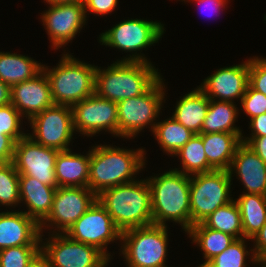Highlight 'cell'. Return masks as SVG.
<instances>
[{
	"label": "cell",
	"mask_w": 266,
	"mask_h": 267,
	"mask_svg": "<svg viewBox=\"0 0 266 267\" xmlns=\"http://www.w3.org/2000/svg\"><path fill=\"white\" fill-rule=\"evenodd\" d=\"M144 157L143 148L131 150L106 144L92 146L88 188L98 195L109 187L135 181V175L145 166Z\"/></svg>",
	"instance_id": "obj_1"
},
{
	"label": "cell",
	"mask_w": 266,
	"mask_h": 267,
	"mask_svg": "<svg viewBox=\"0 0 266 267\" xmlns=\"http://www.w3.org/2000/svg\"><path fill=\"white\" fill-rule=\"evenodd\" d=\"M97 200L121 231L153 224L151 191L147 179L109 187Z\"/></svg>",
	"instance_id": "obj_2"
},
{
	"label": "cell",
	"mask_w": 266,
	"mask_h": 267,
	"mask_svg": "<svg viewBox=\"0 0 266 267\" xmlns=\"http://www.w3.org/2000/svg\"><path fill=\"white\" fill-rule=\"evenodd\" d=\"M154 225L167 226L174 221L187 232L191 228L190 175L171 169L160 176L147 178Z\"/></svg>",
	"instance_id": "obj_3"
},
{
	"label": "cell",
	"mask_w": 266,
	"mask_h": 267,
	"mask_svg": "<svg viewBox=\"0 0 266 267\" xmlns=\"http://www.w3.org/2000/svg\"><path fill=\"white\" fill-rule=\"evenodd\" d=\"M152 63L122 61L96 68L95 93L116 103L145 93L160 77Z\"/></svg>",
	"instance_id": "obj_4"
},
{
	"label": "cell",
	"mask_w": 266,
	"mask_h": 267,
	"mask_svg": "<svg viewBox=\"0 0 266 267\" xmlns=\"http://www.w3.org/2000/svg\"><path fill=\"white\" fill-rule=\"evenodd\" d=\"M61 58L57 66L51 69L43 65L42 70L50 82L53 102L72 106L95 93L97 66L81 62L67 52Z\"/></svg>",
	"instance_id": "obj_5"
},
{
	"label": "cell",
	"mask_w": 266,
	"mask_h": 267,
	"mask_svg": "<svg viewBox=\"0 0 266 267\" xmlns=\"http://www.w3.org/2000/svg\"><path fill=\"white\" fill-rule=\"evenodd\" d=\"M167 228L152 224L121 232V254L124 255L127 266L165 267L168 253Z\"/></svg>",
	"instance_id": "obj_6"
},
{
	"label": "cell",
	"mask_w": 266,
	"mask_h": 267,
	"mask_svg": "<svg viewBox=\"0 0 266 267\" xmlns=\"http://www.w3.org/2000/svg\"><path fill=\"white\" fill-rule=\"evenodd\" d=\"M165 85L162 76L142 95L124 99L117 103L118 137L134 138L144 127L151 126L153 132L165 102ZM148 125V126H147Z\"/></svg>",
	"instance_id": "obj_7"
},
{
	"label": "cell",
	"mask_w": 266,
	"mask_h": 267,
	"mask_svg": "<svg viewBox=\"0 0 266 267\" xmlns=\"http://www.w3.org/2000/svg\"><path fill=\"white\" fill-rule=\"evenodd\" d=\"M161 22L144 19H128L119 22L98 38L101 45L114 47L125 52H132V56L121 58L122 61L151 63L141 51L157 43L164 33ZM141 50V51H140ZM140 51V54H137ZM135 52V53H133Z\"/></svg>",
	"instance_id": "obj_8"
},
{
	"label": "cell",
	"mask_w": 266,
	"mask_h": 267,
	"mask_svg": "<svg viewBox=\"0 0 266 267\" xmlns=\"http://www.w3.org/2000/svg\"><path fill=\"white\" fill-rule=\"evenodd\" d=\"M232 177L227 170H214L190 176L191 227L202 222L217 208L233 201Z\"/></svg>",
	"instance_id": "obj_9"
},
{
	"label": "cell",
	"mask_w": 266,
	"mask_h": 267,
	"mask_svg": "<svg viewBox=\"0 0 266 267\" xmlns=\"http://www.w3.org/2000/svg\"><path fill=\"white\" fill-rule=\"evenodd\" d=\"M29 123L33 133L27 135L36 143L58 151L70 150L75 132L71 106L54 104L33 116Z\"/></svg>",
	"instance_id": "obj_10"
},
{
	"label": "cell",
	"mask_w": 266,
	"mask_h": 267,
	"mask_svg": "<svg viewBox=\"0 0 266 267\" xmlns=\"http://www.w3.org/2000/svg\"><path fill=\"white\" fill-rule=\"evenodd\" d=\"M96 200L97 195L88 187H58L51 211L40 223L41 234L43 235V229L53 226L52 229H55L52 233L65 234Z\"/></svg>",
	"instance_id": "obj_11"
},
{
	"label": "cell",
	"mask_w": 266,
	"mask_h": 267,
	"mask_svg": "<svg viewBox=\"0 0 266 267\" xmlns=\"http://www.w3.org/2000/svg\"><path fill=\"white\" fill-rule=\"evenodd\" d=\"M65 234L76 242L96 247L109 260H111V255L106 250L108 244L115 240L121 241V231L98 200L78 218Z\"/></svg>",
	"instance_id": "obj_12"
},
{
	"label": "cell",
	"mask_w": 266,
	"mask_h": 267,
	"mask_svg": "<svg viewBox=\"0 0 266 267\" xmlns=\"http://www.w3.org/2000/svg\"><path fill=\"white\" fill-rule=\"evenodd\" d=\"M41 234V250L52 267H106L110 260L96 247L76 242L66 234L52 233L44 242Z\"/></svg>",
	"instance_id": "obj_13"
},
{
	"label": "cell",
	"mask_w": 266,
	"mask_h": 267,
	"mask_svg": "<svg viewBox=\"0 0 266 267\" xmlns=\"http://www.w3.org/2000/svg\"><path fill=\"white\" fill-rule=\"evenodd\" d=\"M74 129L82 135L92 137L100 131L118 136L117 103L96 93L71 106Z\"/></svg>",
	"instance_id": "obj_14"
},
{
	"label": "cell",
	"mask_w": 266,
	"mask_h": 267,
	"mask_svg": "<svg viewBox=\"0 0 266 267\" xmlns=\"http://www.w3.org/2000/svg\"><path fill=\"white\" fill-rule=\"evenodd\" d=\"M58 152L36 143L26 135L15 143L13 164L19 175L34 177L39 182L57 189L54 169Z\"/></svg>",
	"instance_id": "obj_15"
},
{
	"label": "cell",
	"mask_w": 266,
	"mask_h": 267,
	"mask_svg": "<svg viewBox=\"0 0 266 267\" xmlns=\"http://www.w3.org/2000/svg\"><path fill=\"white\" fill-rule=\"evenodd\" d=\"M48 10L41 13V20L52 43L58 49L73 40L86 24L83 1L49 4Z\"/></svg>",
	"instance_id": "obj_16"
},
{
	"label": "cell",
	"mask_w": 266,
	"mask_h": 267,
	"mask_svg": "<svg viewBox=\"0 0 266 267\" xmlns=\"http://www.w3.org/2000/svg\"><path fill=\"white\" fill-rule=\"evenodd\" d=\"M249 82V59L241 64L223 67L208 76L198 87L212 100L233 102L245 94ZM234 98V99H233Z\"/></svg>",
	"instance_id": "obj_17"
},
{
	"label": "cell",
	"mask_w": 266,
	"mask_h": 267,
	"mask_svg": "<svg viewBox=\"0 0 266 267\" xmlns=\"http://www.w3.org/2000/svg\"><path fill=\"white\" fill-rule=\"evenodd\" d=\"M11 104L28 121L55 103L52 99L50 82L42 70L34 78L11 87Z\"/></svg>",
	"instance_id": "obj_18"
},
{
	"label": "cell",
	"mask_w": 266,
	"mask_h": 267,
	"mask_svg": "<svg viewBox=\"0 0 266 267\" xmlns=\"http://www.w3.org/2000/svg\"><path fill=\"white\" fill-rule=\"evenodd\" d=\"M40 224L25 212H0V250L23 245H41Z\"/></svg>",
	"instance_id": "obj_19"
},
{
	"label": "cell",
	"mask_w": 266,
	"mask_h": 267,
	"mask_svg": "<svg viewBox=\"0 0 266 267\" xmlns=\"http://www.w3.org/2000/svg\"><path fill=\"white\" fill-rule=\"evenodd\" d=\"M228 171L230 176L236 173L244 185L243 193L266 196V163L245 143L237 147Z\"/></svg>",
	"instance_id": "obj_20"
},
{
	"label": "cell",
	"mask_w": 266,
	"mask_h": 267,
	"mask_svg": "<svg viewBox=\"0 0 266 267\" xmlns=\"http://www.w3.org/2000/svg\"><path fill=\"white\" fill-rule=\"evenodd\" d=\"M20 203H24L29 217L39 224L51 211L56 188L39 182L36 178L19 175Z\"/></svg>",
	"instance_id": "obj_21"
},
{
	"label": "cell",
	"mask_w": 266,
	"mask_h": 267,
	"mask_svg": "<svg viewBox=\"0 0 266 267\" xmlns=\"http://www.w3.org/2000/svg\"><path fill=\"white\" fill-rule=\"evenodd\" d=\"M54 170L58 187H88L90 150L87 155L59 151Z\"/></svg>",
	"instance_id": "obj_22"
},
{
	"label": "cell",
	"mask_w": 266,
	"mask_h": 267,
	"mask_svg": "<svg viewBox=\"0 0 266 267\" xmlns=\"http://www.w3.org/2000/svg\"><path fill=\"white\" fill-rule=\"evenodd\" d=\"M208 164L214 170H229L242 139L234 133L201 134Z\"/></svg>",
	"instance_id": "obj_23"
},
{
	"label": "cell",
	"mask_w": 266,
	"mask_h": 267,
	"mask_svg": "<svg viewBox=\"0 0 266 267\" xmlns=\"http://www.w3.org/2000/svg\"><path fill=\"white\" fill-rule=\"evenodd\" d=\"M176 104L172 117L194 134H200L210 99L197 87L180 97Z\"/></svg>",
	"instance_id": "obj_24"
},
{
	"label": "cell",
	"mask_w": 266,
	"mask_h": 267,
	"mask_svg": "<svg viewBox=\"0 0 266 267\" xmlns=\"http://www.w3.org/2000/svg\"><path fill=\"white\" fill-rule=\"evenodd\" d=\"M42 67L31 57L0 51V80L10 87L34 78Z\"/></svg>",
	"instance_id": "obj_25"
},
{
	"label": "cell",
	"mask_w": 266,
	"mask_h": 267,
	"mask_svg": "<svg viewBox=\"0 0 266 267\" xmlns=\"http://www.w3.org/2000/svg\"><path fill=\"white\" fill-rule=\"evenodd\" d=\"M234 103L210 99L206 117L201 127V134L234 133L242 139L241 129L234 124L239 114L237 105Z\"/></svg>",
	"instance_id": "obj_26"
},
{
	"label": "cell",
	"mask_w": 266,
	"mask_h": 267,
	"mask_svg": "<svg viewBox=\"0 0 266 267\" xmlns=\"http://www.w3.org/2000/svg\"><path fill=\"white\" fill-rule=\"evenodd\" d=\"M235 201L240 209L244 238L251 240L266 223V196L243 193Z\"/></svg>",
	"instance_id": "obj_27"
},
{
	"label": "cell",
	"mask_w": 266,
	"mask_h": 267,
	"mask_svg": "<svg viewBox=\"0 0 266 267\" xmlns=\"http://www.w3.org/2000/svg\"><path fill=\"white\" fill-rule=\"evenodd\" d=\"M186 233L192 238L193 243H196L203 251L205 261L200 266H205L236 240L235 237L227 233L206 227L202 222L194 224Z\"/></svg>",
	"instance_id": "obj_28"
},
{
	"label": "cell",
	"mask_w": 266,
	"mask_h": 267,
	"mask_svg": "<svg viewBox=\"0 0 266 267\" xmlns=\"http://www.w3.org/2000/svg\"><path fill=\"white\" fill-rule=\"evenodd\" d=\"M152 133L163 151L170 156L175 155L195 135L173 117L157 122Z\"/></svg>",
	"instance_id": "obj_29"
},
{
	"label": "cell",
	"mask_w": 266,
	"mask_h": 267,
	"mask_svg": "<svg viewBox=\"0 0 266 267\" xmlns=\"http://www.w3.org/2000/svg\"><path fill=\"white\" fill-rule=\"evenodd\" d=\"M202 223L210 229L227 233L236 239L244 238L240 209L235 200L217 208Z\"/></svg>",
	"instance_id": "obj_30"
},
{
	"label": "cell",
	"mask_w": 266,
	"mask_h": 267,
	"mask_svg": "<svg viewBox=\"0 0 266 267\" xmlns=\"http://www.w3.org/2000/svg\"><path fill=\"white\" fill-rule=\"evenodd\" d=\"M175 156L180 157L182 169L179 172L190 176L198 173H208L214 169L208 164L205 154V148L200 134H195L182 148H180Z\"/></svg>",
	"instance_id": "obj_31"
},
{
	"label": "cell",
	"mask_w": 266,
	"mask_h": 267,
	"mask_svg": "<svg viewBox=\"0 0 266 267\" xmlns=\"http://www.w3.org/2000/svg\"><path fill=\"white\" fill-rule=\"evenodd\" d=\"M247 238L236 239L222 253L212 258L204 267H246V258L251 254L252 263H257V258L252 249L248 251L245 242ZM247 249V250H246Z\"/></svg>",
	"instance_id": "obj_32"
},
{
	"label": "cell",
	"mask_w": 266,
	"mask_h": 267,
	"mask_svg": "<svg viewBox=\"0 0 266 267\" xmlns=\"http://www.w3.org/2000/svg\"><path fill=\"white\" fill-rule=\"evenodd\" d=\"M17 206L20 204L19 173L13 162L0 166V205Z\"/></svg>",
	"instance_id": "obj_33"
},
{
	"label": "cell",
	"mask_w": 266,
	"mask_h": 267,
	"mask_svg": "<svg viewBox=\"0 0 266 267\" xmlns=\"http://www.w3.org/2000/svg\"><path fill=\"white\" fill-rule=\"evenodd\" d=\"M41 245H23L0 250V267H27Z\"/></svg>",
	"instance_id": "obj_34"
},
{
	"label": "cell",
	"mask_w": 266,
	"mask_h": 267,
	"mask_svg": "<svg viewBox=\"0 0 266 267\" xmlns=\"http://www.w3.org/2000/svg\"><path fill=\"white\" fill-rule=\"evenodd\" d=\"M24 118L18 110L10 103L0 106V130L1 134L10 136L15 142L25 137L27 134L21 131V120ZM21 126V127H20Z\"/></svg>",
	"instance_id": "obj_35"
},
{
	"label": "cell",
	"mask_w": 266,
	"mask_h": 267,
	"mask_svg": "<svg viewBox=\"0 0 266 267\" xmlns=\"http://www.w3.org/2000/svg\"><path fill=\"white\" fill-rule=\"evenodd\" d=\"M240 102L243 111L250 117V120L266 113V95L253 89L249 84Z\"/></svg>",
	"instance_id": "obj_36"
},
{
	"label": "cell",
	"mask_w": 266,
	"mask_h": 267,
	"mask_svg": "<svg viewBox=\"0 0 266 267\" xmlns=\"http://www.w3.org/2000/svg\"><path fill=\"white\" fill-rule=\"evenodd\" d=\"M248 84L266 95V58L250 57Z\"/></svg>",
	"instance_id": "obj_37"
},
{
	"label": "cell",
	"mask_w": 266,
	"mask_h": 267,
	"mask_svg": "<svg viewBox=\"0 0 266 267\" xmlns=\"http://www.w3.org/2000/svg\"><path fill=\"white\" fill-rule=\"evenodd\" d=\"M83 5L86 17L87 12L104 16L105 14H111L116 9L118 0H83Z\"/></svg>",
	"instance_id": "obj_38"
},
{
	"label": "cell",
	"mask_w": 266,
	"mask_h": 267,
	"mask_svg": "<svg viewBox=\"0 0 266 267\" xmlns=\"http://www.w3.org/2000/svg\"><path fill=\"white\" fill-rule=\"evenodd\" d=\"M15 143L10 136L1 134L0 130V163L13 162Z\"/></svg>",
	"instance_id": "obj_39"
},
{
	"label": "cell",
	"mask_w": 266,
	"mask_h": 267,
	"mask_svg": "<svg viewBox=\"0 0 266 267\" xmlns=\"http://www.w3.org/2000/svg\"><path fill=\"white\" fill-rule=\"evenodd\" d=\"M242 143H245L266 163V136L245 138L243 136Z\"/></svg>",
	"instance_id": "obj_40"
},
{
	"label": "cell",
	"mask_w": 266,
	"mask_h": 267,
	"mask_svg": "<svg viewBox=\"0 0 266 267\" xmlns=\"http://www.w3.org/2000/svg\"><path fill=\"white\" fill-rule=\"evenodd\" d=\"M251 240H254V248L252 250L255 257L257 259L264 258L266 256V223Z\"/></svg>",
	"instance_id": "obj_41"
},
{
	"label": "cell",
	"mask_w": 266,
	"mask_h": 267,
	"mask_svg": "<svg viewBox=\"0 0 266 267\" xmlns=\"http://www.w3.org/2000/svg\"><path fill=\"white\" fill-rule=\"evenodd\" d=\"M249 125L252 132L249 137L266 136V113L252 118Z\"/></svg>",
	"instance_id": "obj_42"
},
{
	"label": "cell",
	"mask_w": 266,
	"mask_h": 267,
	"mask_svg": "<svg viewBox=\"0 0 266 267\" xmlns=\"http://www.w3.org/2000/svg\"><path fill=\"white\" fill-rule=\"evenodd\" d=\"M197 1V4H201L205 6L203 8L210 10V12H215L216 14H220V10L225 9V5H227L228 0H192Z\"/></svg>",
	"instance_id": "obj_43"
},
{
	"label": "cell",
	"mask_w": 266,
	"mask_h": 267,
	"mask_svg": "<svg viewBox=\"0 0 266 267\" xmlns=\"http://www.w3.org/2000/svg\"><path fill=\"white\" fill-rule=\"evenodd\" d=\"M27 267H52L48 257L40 250Z\"/></svg>",
	"instance_id": "obj_44"
},
{
	"label": "cell",
	"mask_w": 266,
	"mask_h": 267,
	"mask_svg": "<svg viewBox=\"0 0 266 267\" xmlns=\"http://www.w3.org/2000/svg\"><path fill=\"white\" fill-rule=\"evenodd\" d=\"M11 103V87L0 80V106Z\"/></svg>",
	"instance_id": "obj_45"
},
{
	"label": "cell",
	"mask_w": 266,
	"mask_h": 267,
	"mask_svg": "<svg viewBox=\"0 0 266 267\" xmlns=\"http://www.w3.org/2000/svg\"><path fill=\"white\" fill-rule=\"evenodd\" d=\"M48 4H57V3H72V2H81L83 0H44Z\"/></svg>",
	"instance_id": "obj_46"
},
{
	"label": "cell",
	"mask_w": 266,
	"mask_h": 267,
	"mask_svg": "<svg viewBox=\"0 0 266 267\" xmlns=\"http://www.w3.org/2000/svg\"><path fill=\"white\" fill-rule=\"evenodd\" d=\"M256 264H261L262 267H266V258H261V259H258L257 260V263Z\"/></svg>",
	"instance_id": "obj_47"
}]
</instances>
